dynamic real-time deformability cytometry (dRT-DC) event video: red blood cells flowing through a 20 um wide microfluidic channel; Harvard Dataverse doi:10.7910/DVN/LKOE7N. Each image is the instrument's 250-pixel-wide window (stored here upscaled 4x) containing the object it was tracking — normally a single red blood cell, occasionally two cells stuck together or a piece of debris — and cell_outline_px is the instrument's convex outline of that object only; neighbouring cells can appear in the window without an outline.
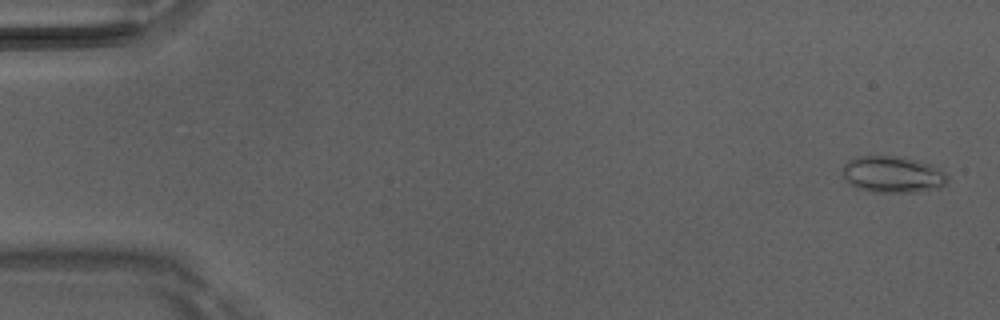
{"species": "Egyptian fruit bat (a non-hibernating species)", "species_latin": "Rousettus aegyptiacus", "temperature_condition": "room temperature", "stored_images_in_passage": 4, "camera_frame_rate_fps": 3000, "um_per_image_px": 0.085, "animal": {"sex": "male"}, "frame": {"image": 1, "passage_image": 1, "time_ms": 0.0, "image_size_px": [1000, 320], "cell_outline_px": [[948, 180], [940, 188], [916, 192], [876, 192], [856, 188], [840, 172], [844, 164], [848, 160], [856, 156], [900, 156], [916, 160], [928, 164], [944, 172], [948, 176]], "centroid_in_image_um": [75.86, 14.82], "position_along_channel_um": 9.1, "area_um2": 22.31}}